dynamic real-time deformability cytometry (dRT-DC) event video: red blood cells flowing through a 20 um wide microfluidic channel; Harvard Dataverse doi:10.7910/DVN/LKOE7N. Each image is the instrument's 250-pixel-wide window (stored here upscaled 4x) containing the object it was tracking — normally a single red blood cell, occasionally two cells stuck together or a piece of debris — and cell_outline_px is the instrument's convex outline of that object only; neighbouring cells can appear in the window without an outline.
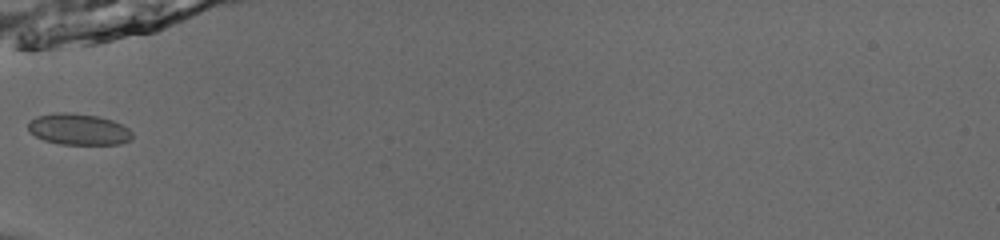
{"species": "common noctule bat (a hibernating species)", "species_latin": "Nyctalus noctula", "temperature_condition": "room temperature", "stored_images_in_passage": 23, "camera_frame_rate_fps": 3000, "um_per_image_px": 0.085, "animal": {"sex": "male", "body_mass_g": 13.0, "forearm_length_mm": 53.1}, "frame": {"image": 1, "passage_image": 1, "time_ms": 0.0, "image_size_px": [1000, 240], "cell_outline_px": [[132, 140], [120, 144], [60, 144], [44, 140], [36, 136], [28, 128], [28, 120], [36, 116], [56, 112], [68, 112], [100, 116], [112, 120], [128, 128], [132, 132]], "centroid_in_image_um": [6.68, 10.98], "position_along_channel_um": 78.3, "area_um2": 19.07}}